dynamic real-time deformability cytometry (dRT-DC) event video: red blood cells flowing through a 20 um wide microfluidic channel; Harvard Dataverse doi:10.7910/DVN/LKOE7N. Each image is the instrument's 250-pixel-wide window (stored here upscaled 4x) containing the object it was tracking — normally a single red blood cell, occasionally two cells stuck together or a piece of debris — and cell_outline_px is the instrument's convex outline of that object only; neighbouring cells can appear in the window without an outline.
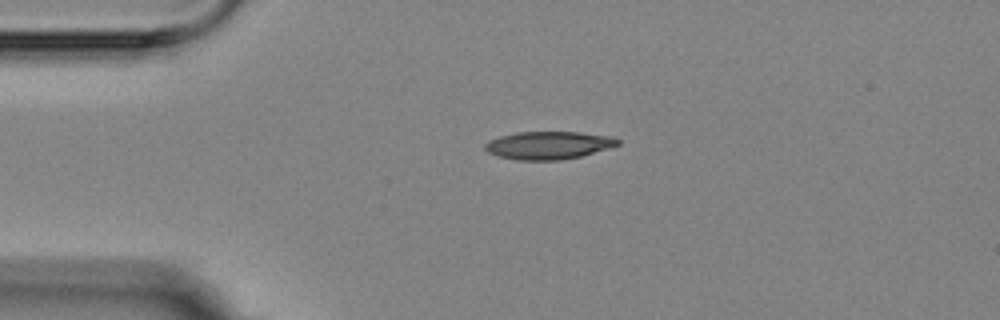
{"species": "Egyptian fruit bat (a non-hibernating species)", "species_latin": "Rousettus aegyptiacus", "temperature_condition": "room temperature", "stored_images_in_passage": 3, "camera_frame_rate_fps": 3000, "um_per_image_px": 0.085, "animal": {"sex": "female"}, "frame": {"image": 1, "passage_image": 1, "time_ms": 0.0, "image_size_px": [1000, 320], "cell_outline_px": [[620, 144], [580, 156], [560, 160], [516, 160], [500, 156], [488, 152], [484, 148], [484, 144], [488, 140], [500, 136], [516, 132], [580, 132], [612, 136], [620, 140]], "centroid_in_image_um": [46.6, 12.34], "position_along_channel_um": 38.4, "area_um2": 21.44}}
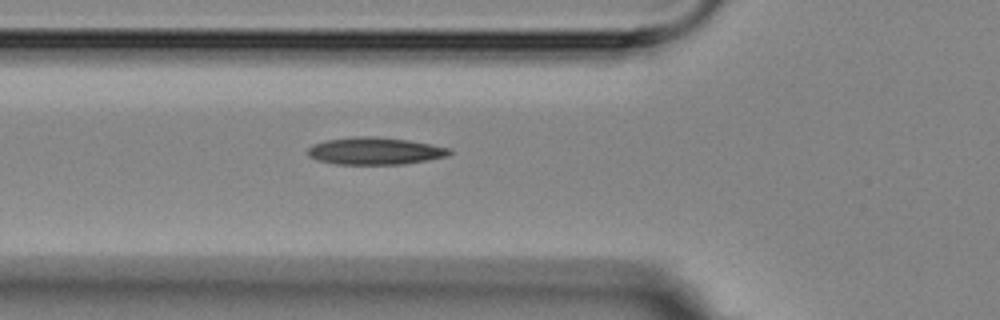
{"frame": {"image": 2, "passage_image": 3, "time_ms": 2.333, "image_size_px": [1000, 320], "cell_outline_px": [[452, 152], [448, 156], [428, 160], [404, 164], [336, 164], [316, 160], [308, 156], [308, 148], [312, 144], [324, 140], [352, 136], [376, 136], [408, 140], [452, 148]], "centroid_in_image_um": [31.86, 12.82], "position_along_channel_um": 93.9, "area_um2": 22.77}}